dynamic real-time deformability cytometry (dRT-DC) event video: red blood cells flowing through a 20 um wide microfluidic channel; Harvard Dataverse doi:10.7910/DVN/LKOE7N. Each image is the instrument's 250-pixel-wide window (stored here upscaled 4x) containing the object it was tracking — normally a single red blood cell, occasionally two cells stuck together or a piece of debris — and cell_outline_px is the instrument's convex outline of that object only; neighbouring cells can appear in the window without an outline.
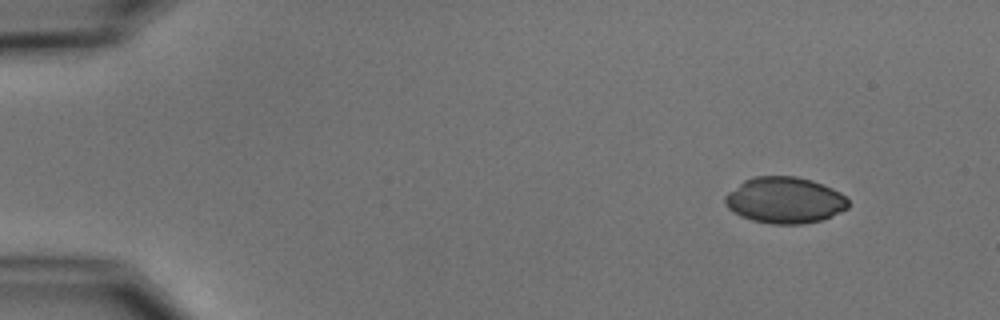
{"species": "common noctule bat (a hibernating species)", "species_latin": "Nyctalus noctula", "temperature_condition": "cold", "stored_images_in_passage": 4, "camera_frame_rate_fps": 3000, "um_per_image_px": 0.085, "animal": {"sex": "male", "body_mass_g": 15.6}, "frame": {"image": 1, "passage_image": 1, "time_ms": 0.0, "image_size_px": [1000, 320], "cell_outline_px": [[848, 208], [840, 212], [820, 220], [804, 224], [772, 224], [752, 220], [740, 216], [732, 212], [724, 204], [724, 196], [728, 192], [744, 180], [756, 176], [796, 176], [812, 180], [832, 188], [840, 192], [848, 200]], "centroid_in_image_um": [66.67, 17.02], "position_along_channel_um": 18.3, "area_um2": 33.29}}